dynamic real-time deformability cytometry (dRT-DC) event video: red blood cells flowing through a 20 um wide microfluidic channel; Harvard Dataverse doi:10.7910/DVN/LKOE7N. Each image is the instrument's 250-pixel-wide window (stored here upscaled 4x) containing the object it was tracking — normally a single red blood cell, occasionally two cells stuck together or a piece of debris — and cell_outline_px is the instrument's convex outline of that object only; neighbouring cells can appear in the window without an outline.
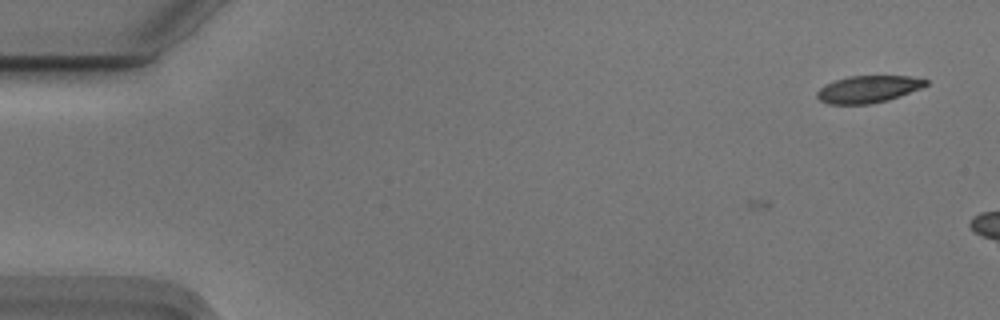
{"species": "Egyptian fruit bat (a non-hibernating species)", "species_latin": "Rousettus aegyptiacus", "temperature_condition": "cold", "stored_images_in_passage": 4, "camera_frame_rate_fps": 3000, "um_per_image_px": 0.085, "animal": {"sex": "male"}, "frame": {"image": 1, "passage_image": 1, "time_ms": 0.0, "image_size_px": [1000, 320], "cell_outline_px": [[928, 84], [920, 88], [888, 100], [868, 104], [828, 104], [820, 100], [816, 96], [816, 92], [824, 84], [848, 76], [908, 76], [928, 80]], "centroid_in_image_um": [73.75, 7.58], "position_along_channel_um": 11.2, "area_um2": 17.05}}